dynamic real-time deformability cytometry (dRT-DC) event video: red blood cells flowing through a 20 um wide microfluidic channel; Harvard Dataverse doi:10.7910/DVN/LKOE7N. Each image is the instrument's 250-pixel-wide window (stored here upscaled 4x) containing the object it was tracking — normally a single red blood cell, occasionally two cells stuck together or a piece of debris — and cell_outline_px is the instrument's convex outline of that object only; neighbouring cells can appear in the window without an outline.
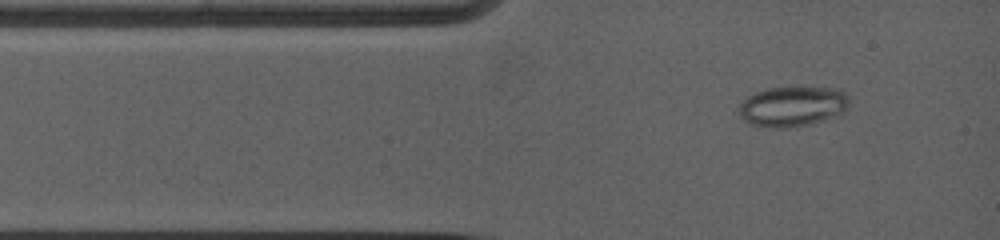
{"species": "common noctule bat (a hibernating species)", "species_latin": "Nyctalus noctula", "temperature_condition": "warm", "stored_images_in_passage": 2, "camera_frame_rate_fps": 5000, "um_per_image_px": 0.085, "animal": {"sex": "female", "body_mass_g": 19.0, "forearm_length_mm": 53.3}, "frame": {"image": 1, "passage_image": 1, "time_ms": 0.0, "image_size_px": [1000, 240], "cell_outline_px": [[852, 100], [844, 112], [824, 120], [808, 124], [788, 128], [772, 128], [752, 124], [744, 120], [740, 116], [736, 108], [748, 96], [756, 92], [768, 88], [840, 88], [848, 92], [852, 96]], "centroid_in_image_um": [67.42, 9.04], "position_along_channel_um": 17.6, "area_um2": 26.13}}